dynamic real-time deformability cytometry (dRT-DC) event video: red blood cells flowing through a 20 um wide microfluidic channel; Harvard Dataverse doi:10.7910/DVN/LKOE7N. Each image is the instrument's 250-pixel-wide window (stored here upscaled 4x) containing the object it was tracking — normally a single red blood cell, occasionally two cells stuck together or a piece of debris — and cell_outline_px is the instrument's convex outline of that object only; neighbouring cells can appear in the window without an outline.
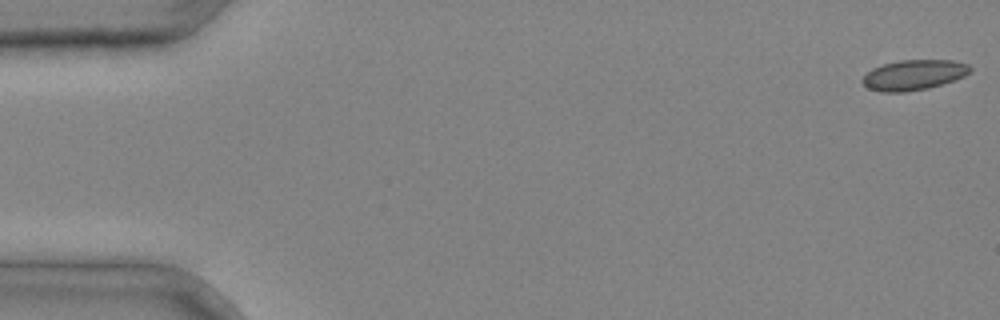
{"species": "common noctule bat (a hibernating species)", "species_latin": "Nyctalus noctula", "temperature_condition": "cold", "stored_images_in_passage": 4, "camera_frame_rate_fps": 3000, "um_per_image_px": 0.085, "animal": {"sex": "male", "body_mass_g": 20.4}, "frame": {"image": 1, "passage_image": 1, "time_ms": 0.0, "image_size_px": [1000, 320], "cell_outline_px": [[972, 72], [964, 76], [928, 88], [904, 92], [880, 92], [868, 88], [860, 80], [872, 68], [884, 64], [900, 60], [952, 60], [968, 64], [972, 68]], "centroid_in_image_um": [77.67, 6.36], "position_along_channel_um": 7.3, "area_um2": 18.9}}
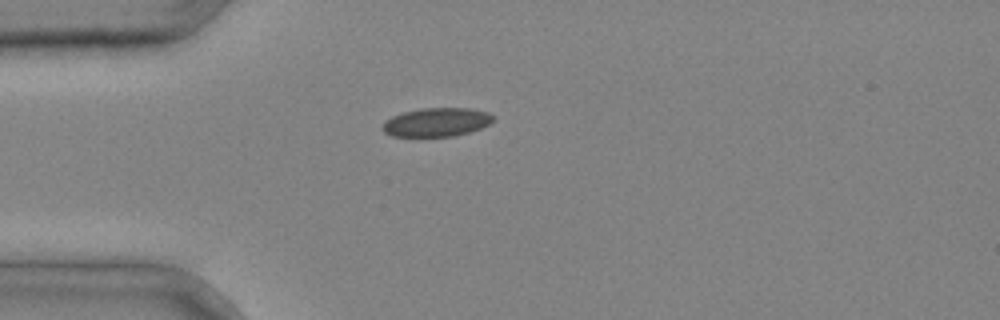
{"frame": {"image": 2, "passage_image": 4, "time_ms": 1.0, "image_size_px": [1000, 320], "cell_outline_px": [[496, 120], [480, 128], [456, 136], [392, 136], [384, 132], [380, 128], [384, 120], [392, 116], [404, 112], [420, 108], [472, 108], [488, 112], [496, 116]], "centroid_in_image_um": [37.12, 10.38], "position_along_channel_um": 47.9, "area_um2": 18.73}}